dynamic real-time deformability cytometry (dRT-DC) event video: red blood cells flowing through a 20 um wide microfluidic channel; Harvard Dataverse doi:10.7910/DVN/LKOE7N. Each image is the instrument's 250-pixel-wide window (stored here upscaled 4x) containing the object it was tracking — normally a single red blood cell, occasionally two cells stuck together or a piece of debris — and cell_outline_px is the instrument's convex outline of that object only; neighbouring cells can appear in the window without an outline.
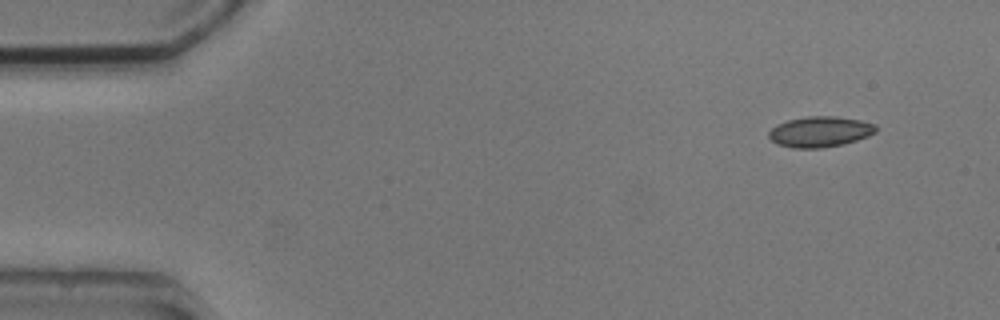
{"species": "common noctule bat (a hibernating species)", "species_latin": "Nyctalus noctula", "temperature_condition": "cold", "stored_images_in_passage": 4, "camera_frame_rate_fps": 3000, "um_per_image_px": 0.085, "animal": {"sex": "male", "body_mass_g": 20.5, "forearm_length_mm": 52.5}, "frame": {"image": 1, "passage_image": 1, "time_ms": 0.0, "image_size_px": [1000, 320], "cell_outline_px": [[876, 132], [868, 136], [844, 144], [824, 148], [792, 148], [776, 144], [768, 136], [768, 132], [776, 124], [788, 120], [808, 116], [836, 116], [860, 120], [876, 124]], "centroid_in_image_um": [69.69, 11.2], "position_along_channel_um": 15.3, "area_um2": 19.25}}
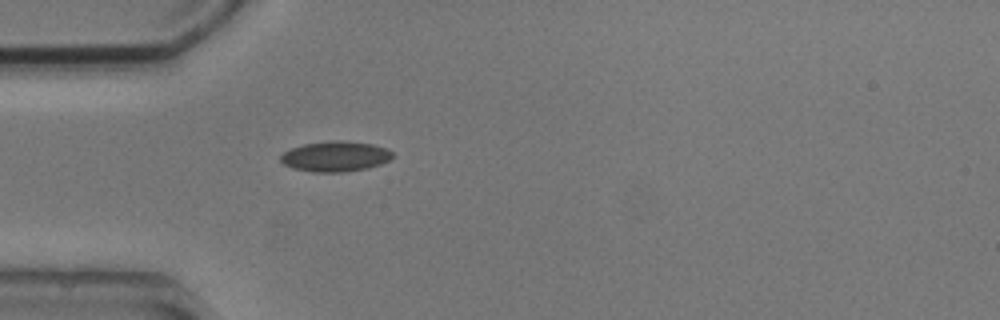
{"frame": {"image": 2, "passage_image": 4, "time_ms": 3.667, "image_size_px": [1000, 320], "cell_outline_px": [[392, 156], [388, 160], [380, 164], [368, 168], [344, 172], [312, 172], [292, 168], [284, 164], [280, 160], [280, 156], [284, 152], [292, 148], [304, 144], [332, 140], [340, 140], [372, 144], [384, 148], [392, 152]], "centroid_in_image_um": [28.47, 13.3], "position_along_channel_um": 56.5, "area_um2": 19.65}}